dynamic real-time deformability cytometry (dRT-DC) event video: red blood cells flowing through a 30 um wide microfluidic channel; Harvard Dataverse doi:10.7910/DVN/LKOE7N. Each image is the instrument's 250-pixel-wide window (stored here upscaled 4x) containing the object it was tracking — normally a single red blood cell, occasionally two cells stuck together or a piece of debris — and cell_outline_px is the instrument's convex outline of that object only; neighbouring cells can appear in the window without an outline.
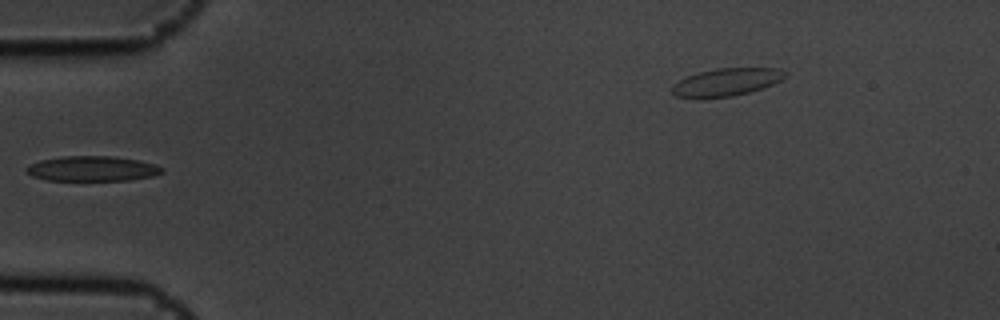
{"species": "common noctule bat (a hibernating species)", "species_latin": "Nyctalus noctula", "temperature_condition": "cold", "stored_images_in_passage": 6, "camera_frame_rate_fps": 3000, "um_per_image_px": 0.085, "animal": {"sex": "male", "body_mass_g": 19.5, "forearm_length_mm": 54.6}, "frame": {"image": 1, "passage_image": 6, "time_ms": 1.667, "image_size_px": [1000, 320], "cell_outline_px": [[164, 172], [152, 176], [128, 180], [44, 180], [32, 176], [24, 168], [28, 164], [40, 160], [64, 156], [112, 156], [140, 160], [156, 164], [164, 168]], "centroid_in_image_um": [7.84, 14.33], "position_along_channel_um": 77.2, "area_um2": 19.94}}